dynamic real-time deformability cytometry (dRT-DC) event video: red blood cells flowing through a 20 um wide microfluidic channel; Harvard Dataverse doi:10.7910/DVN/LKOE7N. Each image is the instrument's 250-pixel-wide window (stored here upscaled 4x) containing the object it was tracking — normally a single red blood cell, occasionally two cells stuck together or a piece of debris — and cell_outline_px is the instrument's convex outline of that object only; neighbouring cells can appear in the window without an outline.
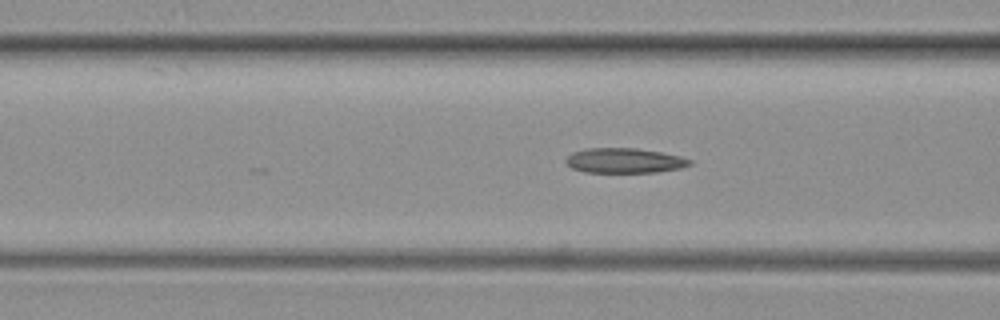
{"species": "common noctule bat (a hibernating species)", "species_latin": "Nyctalus noctula", "temperature_condition": "warm", "stored_images_in_passage": 37, "camera_frame_rate_fps": 3000, "um_per_image_px": 0.085, "animal": {"sex": "female", "body_mass_g": 19.3, "forearm_length_mm": 54.1}, "frame": {"image": 1, "passage_image": 5, "time_ms": 1.333, "image_size_px": [1000, 320], "cell_outline_px": [[692, 164], [680, 168], [660, 172], [584, 172], [572, 168], [564, 160], [572, 152], [584, 148], [636, 148], [660, 152], [680, 156], [692, 160]], "centroid_in_image_um": [53.07, 13.65], "position_along_channel_um": 113.5, "area_um2": 18.03}}
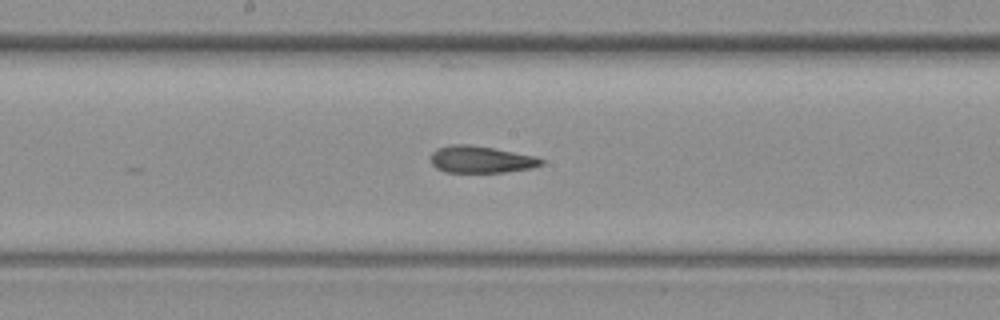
{"frame": {"image": 2, "passage_image": 14, "time_ms": 4.333, "image_size_px": [1000, 320], "cell_outline_px": [[544, 164], [532, 168], [504, 172], [444, 172], [436, 168], [432, 164], [432, 152], [436, 148], [448, 144], [468, 144], [492, 148], [536, 156], [544, 160]], "centroid_in_image_um": [40.87, 13.55], "position_along_channel_um": 207.3, "area_um2": 17.4}}
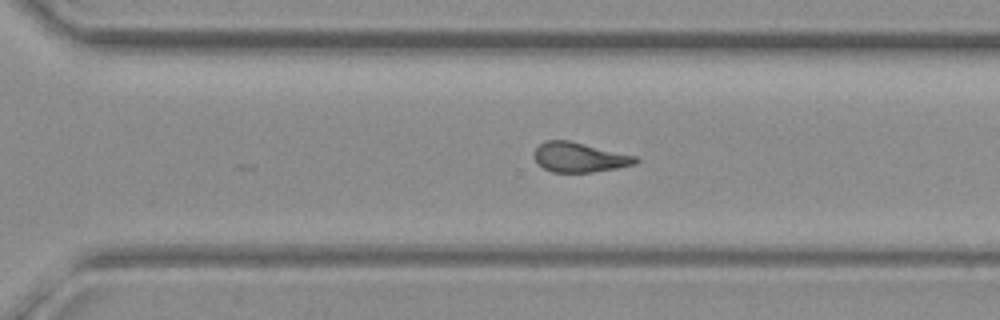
{"frame": {"image": 3, "passage_image": 25, "time_ms": 8.0, "image_size_px": [1000, 320], "cell_outline_px": [[640, 160], [636, 164], [616, 168], [592, 172], [552, 172], [544, 168], [536, 160], [536, 148], [544, 140], [568, 140], [636, 156]], "centroid_in_image_um": [49.28, 13.37], "position_along_channel_um": 321.3, "area_um2": 17.28}}